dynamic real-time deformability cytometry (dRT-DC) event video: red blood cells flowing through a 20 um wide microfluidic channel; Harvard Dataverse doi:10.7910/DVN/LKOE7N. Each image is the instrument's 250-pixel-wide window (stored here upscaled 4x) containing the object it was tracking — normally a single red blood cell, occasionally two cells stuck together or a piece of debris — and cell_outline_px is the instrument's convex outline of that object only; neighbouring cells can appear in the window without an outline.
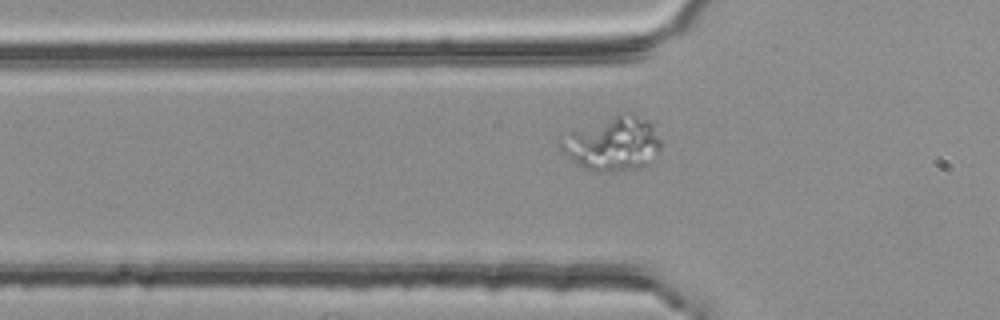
{"species": "common noctule bat (a hibernating species)", "species_latin": "Nyctalus noctula", "temperature_condition": "room temperature", "stored_images_in_passage": 35, "camera_frame_rate_fps": 3000, "um_per_image_px": 0.085, "animal": {"sex": "female", "body_mass_g": 25.1}, "frame": {"image": 1, "passage_image": 4, "time_ms": 1.0, "image_size_px": [1000, 320], "cell_outline_px": [[664, 144], [648, 164], [640, 168], [604, 172], [600, 172], [584, 168], [572, 160], [560, 148], [560, 144], [572, 132], [616, 116], [632, 112], [648, 120], [652, 124]], "centroid_in_image_um": [52.2, 12.25], "position_along_channel_um": 73.6, "area_um2": 30.69}}
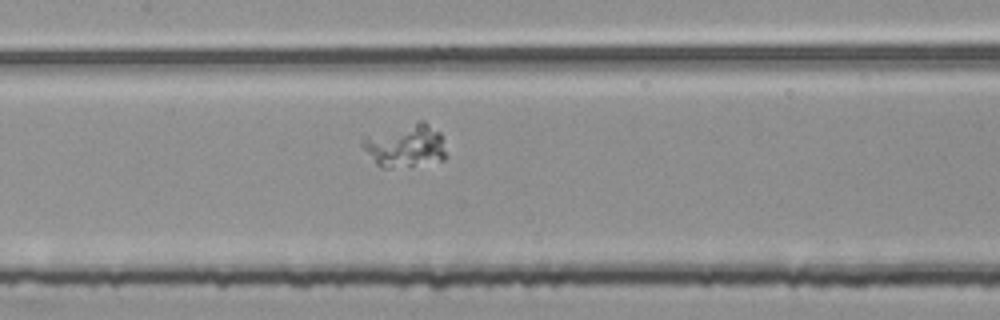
{"frame": {"image": 2, "passage_image": 12, "time_ms": 3.667, "image_size_px": [1000, 320], "cell_outline_px": [[448, 156], [444, 160], [388, 168], [384, 168], [376, 164], [360, 144], [360, 140], [364, 136], [420, 120], [424, 120], [440, 132]], "centroid_in_image_um": [34.46, 12.36], "position_along_channel_um": 172.9, "area_um2": 21.04}}
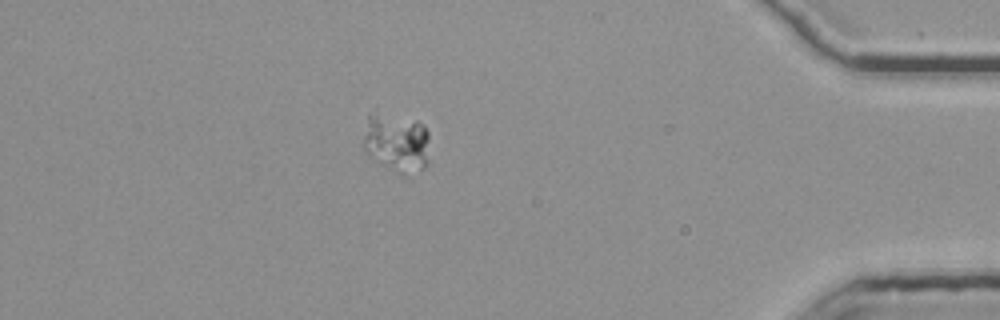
{"frame": {"image": 3, "passage_image": 34, "time_ms": 11.0, "image_size_px": [1000, 320], "cell_outline_px": [[428, 164], [424, 168], [404, 176], [372, 160], [364, 152], [364, 136], [368, 112], [416, 120], [424, 124], [428, 132]], "centroid_in_image_um": [33.71, 12.15], "position_along_channel_um": 401.5, "area_um2": 22.95}}